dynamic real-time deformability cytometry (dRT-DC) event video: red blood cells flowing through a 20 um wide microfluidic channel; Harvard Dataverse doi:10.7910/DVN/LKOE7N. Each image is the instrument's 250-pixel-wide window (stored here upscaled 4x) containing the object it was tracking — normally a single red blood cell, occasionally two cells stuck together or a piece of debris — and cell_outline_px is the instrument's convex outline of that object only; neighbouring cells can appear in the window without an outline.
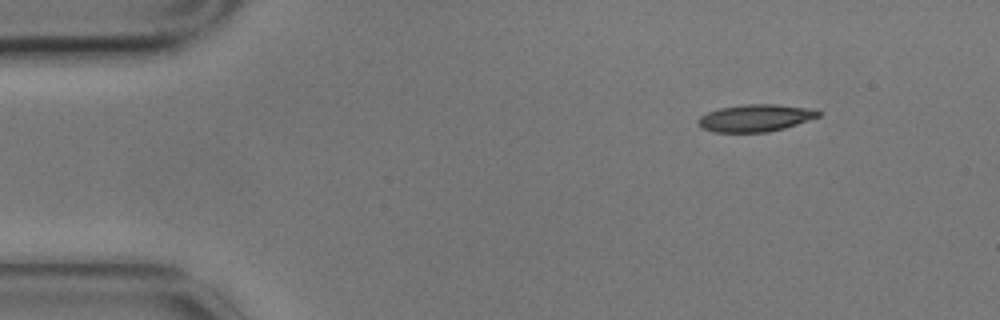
{"species": "common noctule bat (a hibernating species)", "species_latin": "Nyctalus noctula", "temperature_condition": "cold", "stored_images_in_passage": 3, "camera_frame_rate_fps": 3000, "um_per_image_px": 0.085, "animal": {"sex": "male", "body_mass_g": 17.9}, "frame": {"image": 1, "passage_image": 1, "time_ms": 0.0, "image_size_px": [1000, 320], "cell_outline_px": [[824, 112], [820, 116], [784, 128], [768, 132], [712, 132], [696, 124], [696, 120], [700, 116], [708, 112], [720, 108], [744, 104], [776, 104], [816, 108]], "centroid_in_image_um": [64.24, 10.01], "position_along_channel_um": 20.8, "area_um2": 19.31}}